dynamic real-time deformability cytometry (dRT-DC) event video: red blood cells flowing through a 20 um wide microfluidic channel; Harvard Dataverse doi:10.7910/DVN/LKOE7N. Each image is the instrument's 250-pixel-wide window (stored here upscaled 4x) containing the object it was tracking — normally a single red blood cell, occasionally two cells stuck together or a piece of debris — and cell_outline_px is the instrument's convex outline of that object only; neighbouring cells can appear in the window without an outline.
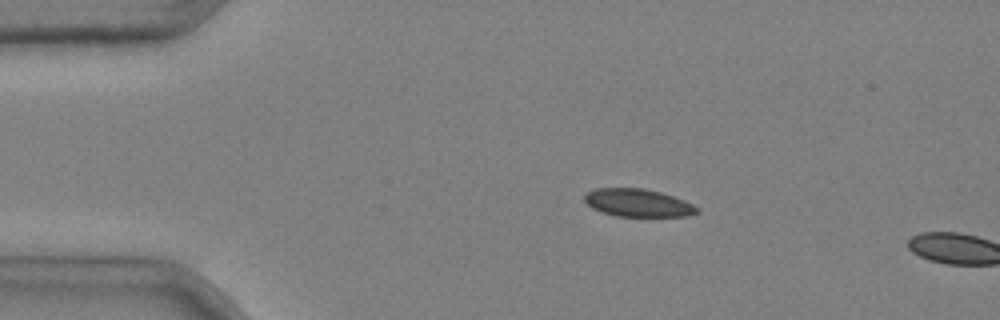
{"species": "common noctule bat (a hibernating species)", "species_latin": "Nyctalus noctula", "temperature_condition": "cold", "stored_images_in_passage": 4, "camera_frame_rate_fps": 3000, "um_per_image_px": 0.085, "animal": {"sex": "male", "body_mass_g": 20.4}, "frame": {"image": 1, "passage_image": 3, "time_ms": 0.667, "image_size_px": [1000, 320], "cell_outline_px": [[700, 212], [688, 216], [616, 216], [592, 208], [584, 200], [584, 196], [588, 192], [596, 188], [644, 188], [660, 192], [684, 200], [700, 208]], "centroid_in_image_um": [54.25, 17.24], "position_along_channel_um": 30.7, "area_um2": 18.15}}